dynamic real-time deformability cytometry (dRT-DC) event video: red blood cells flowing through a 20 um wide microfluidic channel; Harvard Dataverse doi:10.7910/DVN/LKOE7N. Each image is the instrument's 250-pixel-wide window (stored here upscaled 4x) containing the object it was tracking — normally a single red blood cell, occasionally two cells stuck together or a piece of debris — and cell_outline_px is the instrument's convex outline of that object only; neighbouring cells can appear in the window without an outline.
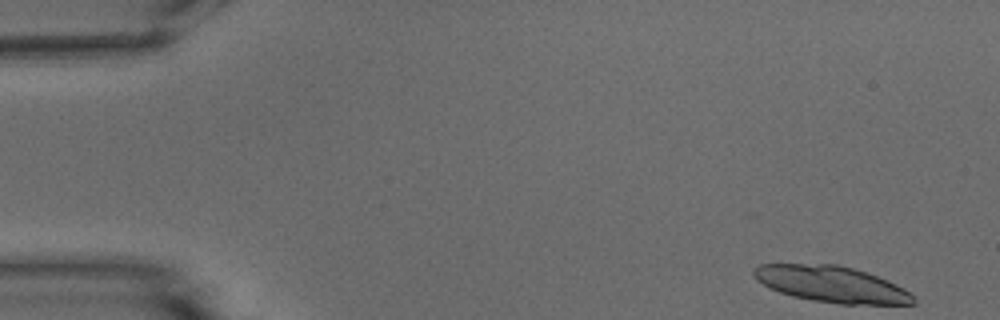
{"species": "common noctule bat (a hibernating species)", "species_latin": "Nyctalus noctula", "temperature_condition": "warm", "stored_images_in_passage": 18, "camera_frame_rate_fps": 3000, "um_per_image_px": 0.085, "animal": {"sex": "male", "body_mass_g": 15.6}, "frame": {"image": 1, "passage_image": 1, "time_ms": 0.0, "image_size_px": [1000, 320], "cell_outline_px": [[916, 304], [840, 304], [812, 300], [792, 296], [780, 292], [756, 280], [752, 276], [752, 268], [760, 264], [836, 264], [852, 268], [876, 276], [896, 284], [904, 288], [916, 296]], "centroid_in_image_um": [70.68, 24.16], "position_along_channel_um": 14.3, "area_um2": 33.64}}